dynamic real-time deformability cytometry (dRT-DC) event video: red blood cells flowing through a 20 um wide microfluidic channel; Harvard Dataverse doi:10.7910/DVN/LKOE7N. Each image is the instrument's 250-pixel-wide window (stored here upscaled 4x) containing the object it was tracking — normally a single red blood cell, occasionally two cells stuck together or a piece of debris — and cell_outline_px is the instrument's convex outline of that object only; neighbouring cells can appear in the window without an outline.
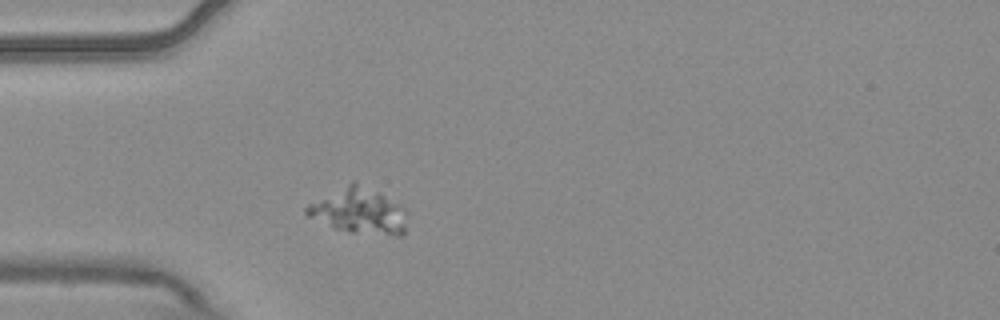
{"species": "common noctule bat (a hibernating species)", "species_latin": "Nyctalus noctula", "temperature_condition": "warm", "stored_images_in_passage": 5, "camera_frame_rate_fps": 3000, "um_per_image_px": 0.085, "animal": {"sex": "male", "body_mass_g": 20.4}, "frame": {"image": 1, "passage_image": 5, "time_ms": 1.333, "image_size_px": [1000, 320], "cell_outline_px": [[404, 236], [396, 236], [352, 232], [336, 228], [308, 216], [304, 212], [304, 208], [308, 204], [352, 180], [356, 180], [380, 192], [400, 204], [404, 208]], "centroid_in_image_um": [30.51, 17.9], "position_along_channel_um": 54.5, "area_um2": 26.7}}